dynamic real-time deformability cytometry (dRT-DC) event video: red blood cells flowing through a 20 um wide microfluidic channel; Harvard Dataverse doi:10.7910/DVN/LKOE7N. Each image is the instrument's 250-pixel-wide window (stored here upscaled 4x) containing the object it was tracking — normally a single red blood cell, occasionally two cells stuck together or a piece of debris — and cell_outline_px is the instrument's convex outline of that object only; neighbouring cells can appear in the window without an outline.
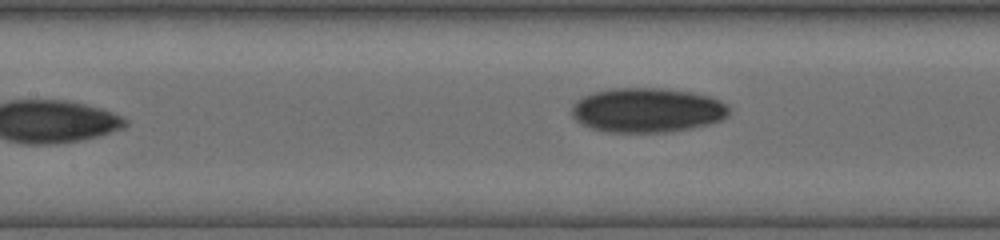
{"species": "human", "species_latin": "Homo sapiens", "temperature_condition": "cold", "stored_images_in_passage": 17, "segment_of_instrument_passage": [2, 2], "camera_frame_rate_fps": 3000, "um_per_image_px": 0.085, "donor": {"sex": "female"}, "frame": {"image": 1, "passage_image": 17, "time_ms": 4.667, "image_size_px": [1000, 240], "cell_outline_px": [[728, 116], [720, 120], [708, 124], [692, 128], [668, 132], [604, 132], [592, 128], [576, 120], [572, 116], [572, 104], [576, 100], [592, 92], [612, 88], [664, 88], [692, 92], [712, 96], [728, 104]], "centroid_in_image_um": [55.02, 9.35], "position_along_channel_um": 152.4, "area_um2": 41.1}}